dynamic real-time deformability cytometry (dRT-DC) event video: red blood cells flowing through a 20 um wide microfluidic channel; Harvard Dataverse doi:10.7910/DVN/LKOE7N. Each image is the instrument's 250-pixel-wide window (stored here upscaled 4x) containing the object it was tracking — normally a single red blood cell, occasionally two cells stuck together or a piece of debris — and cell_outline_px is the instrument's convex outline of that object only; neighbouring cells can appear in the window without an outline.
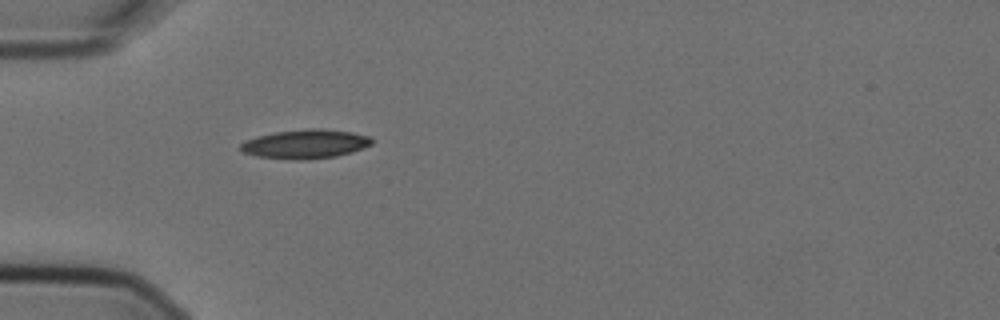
{"species": "Egyptian fruit bat (a non-hibernating species)", "species_latin": "Rousettus aegyptiacus", "temperature_condition": "cold", "stored_images_in_passage": 1, "camera_frame_rate_fps": 3000, "um_per_image_px": 0.085, "animal": {"sex": "female"}, "frame": {"image": 1, "passage_image": 1, "time_ms": 0.0, "image_size_px": [1000, 320], "cell_outline_px": [[372, 144], [352, 152], [336, 156], [308, 160], [292, 160], [256, 156], [244, 152], [240, 148], [240, 144], [256, 136], [276, 132], [308, 128], [320, 128], [352, 132], [372, 136]], "centroid_in_image_um": [25.99, 12.24], "position_along_channel_um": 59.0, "area_um2": 22.31}}